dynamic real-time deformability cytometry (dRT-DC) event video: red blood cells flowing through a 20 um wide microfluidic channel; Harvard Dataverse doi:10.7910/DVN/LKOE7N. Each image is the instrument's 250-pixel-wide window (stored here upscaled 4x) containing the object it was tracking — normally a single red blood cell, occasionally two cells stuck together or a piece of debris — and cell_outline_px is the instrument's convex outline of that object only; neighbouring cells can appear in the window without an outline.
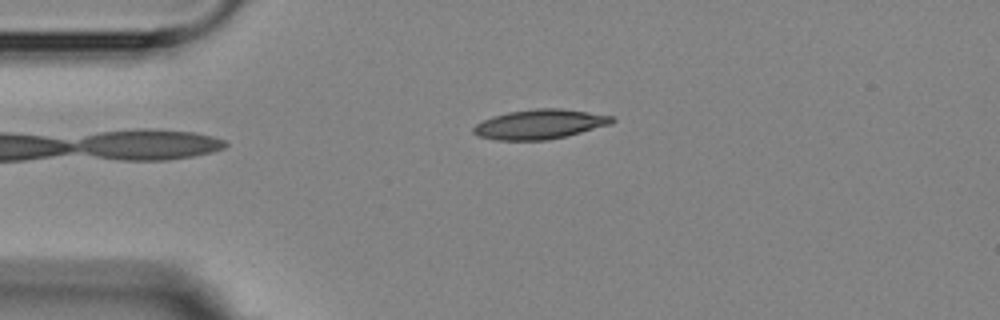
{"species": "Egyptian fruit bat (a non-hibernating species)", "species_latin": "Rousettus aegyptiacus", "temperature_condition": "room temperature", "stored_images_in_passage": 2, "camera_frame_rate_fps": 3000, "um_per_image_px": 0.085, "animal": {"sex": "female"}, "frame": {"image": 1, "passage_image": 2, "time_ms": 1.333, "image_size_px": [1000, 320], "cell_outline_px": [[616, 120], [612, 124], [564, 136], [544, 140], [496, 140], [476, 136], [472, 132], [472, 128], [476, 124], [492, 116], [508, 112], [536, 108], [560, 108], [588, 112], [612, 116]], "centroid_in_image_um": [45.84, 10.55], "position_along_channel_um": 39.2, "area_um2": 23.81}}